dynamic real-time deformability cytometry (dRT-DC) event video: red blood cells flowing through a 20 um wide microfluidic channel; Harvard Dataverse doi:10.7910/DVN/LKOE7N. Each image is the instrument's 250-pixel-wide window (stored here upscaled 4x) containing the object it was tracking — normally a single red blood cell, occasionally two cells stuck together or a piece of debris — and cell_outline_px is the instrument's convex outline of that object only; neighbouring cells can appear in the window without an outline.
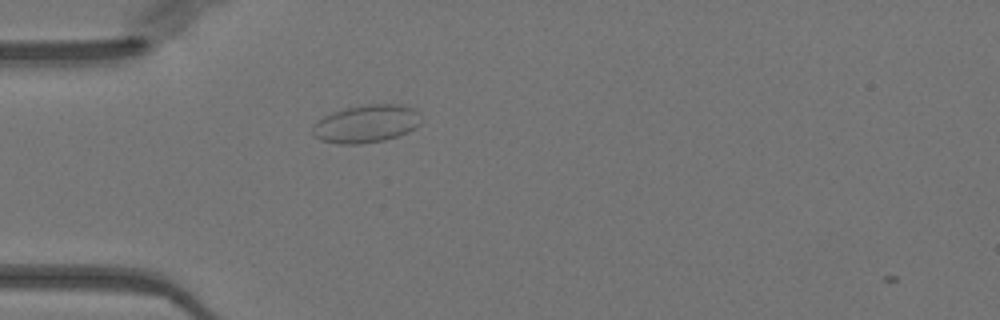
{"species": "Egyptian fruit bat (a non-hibernating species)", "species_latin": "Rousettus aegyptiacus", "temperature_condition": "warm", "stored_images_in_passage": 33, "camera_frame_rate_fps": 3000, "um_per_image_px": 0.085, "animal": {"sex": "female"}, "frame": {"image": 1, "passage_image": 1, "time_ms": 0.0, "image_size_px": [1000, 320], "cell_outline_px": [[420, 124], [416, 128], [396, 136], [384, 140], [360, 144], [336, 144], [320, 140], [312, 136], [312, 124], [316, 120], [332, 112], [348, 108], [372, 104], [400, 104], [412, 108], [416, 112], [420, 120]], "centroid_in_image_um": [31.06, 10.54], "position_along_channel_um": 53.9, "area_um2": 23.87}}
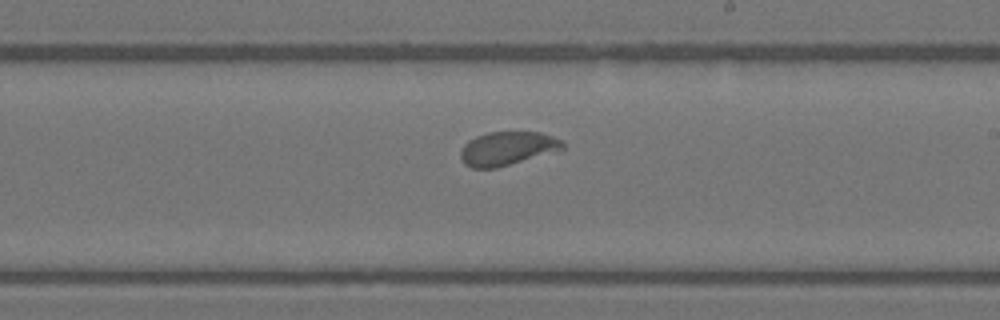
{"frame": {"image": 2, "passage_image": 16, "time_ms": 5.0, "image_size_px": [1000, 320], "cell_outline_px": [[564, 148], [496, 168], [472, 168], [464, 164], [460, 156], [460, 152], [464, 144], [468, 140], [476, 136], [488, 132], [540, 132], [552, 136], [560, 140], [564, 144]], "centroid_in_image_um": [43.06, 12.61], "position_along_channel_um": 245.9, "area_um2": 19.71}}
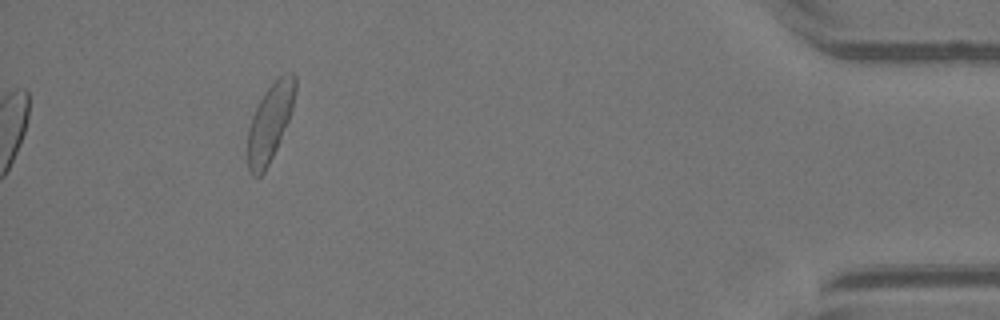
{"frame": {"image": 3, "passage_image": 33, "time_ms": 10.667, "image_size_px": [1000, 320], "cell_outline_px": [[296, 92], [292, 108], [288, 120], [280, 140], [264, 172], [260, 176], [252, 176], [248, 168], [248, 128], [252, 116], [264, 92], [284, 72], [292, 72], [296, 76]], "centroid_in_image_um": [22.95, 10.38], "position_along_channel_um": 412.2, "area_um2": 21.21}, "authors_computed_cell_mechanics": {"area_um2": 19.941, "velocity_mm_per_s": 4.0019, "shape_relaxation_time_tau1_ms": 5.7585, "shape_relaxation_time_tau2_ms": null, "deformation_change_tau1": 0.0898, "deformation_change_tau2": null}}